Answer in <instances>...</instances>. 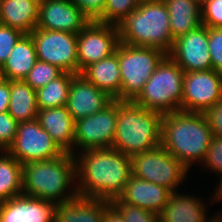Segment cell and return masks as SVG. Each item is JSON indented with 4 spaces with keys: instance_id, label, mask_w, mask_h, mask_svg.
Listing matches in <instances>:
<instances>
[{
    "instance_id": "cell-1",
    "label": "cell",
    "mask_w": 222,
    "mask_h": 222,
    "mask_svg": "<svg viewBox=\"0 0 222 222\" xmlns=\"http://www.w3.org/2000/svg\"><path fill=\"white\" fill-rule=\"evenodd\" d=\"M74 154L78 196L113 201L132 176L131 157L113 148L87 149Z\"/></svg>"
},
{
    "instance_id": "cell-2",
    "label": "cell",
    "mask_w": 222,
    "mask_h": 222,
    "mask_svg": "<svg viewBox=\"0 0 222 222\" xmlns=\"http://www.w3.org/2000/svg\"><path fill=\"white\" fill-rule=\"evenodd\" d=\"M212 133L203 113L175 111L163 114L161 121V145L188 170L202 162Z\"/></svg>"
},
{
    "instance_id": "cell-3",
    "label": "cell",
    "mask_w": 222,
    "mask_h": 222,
    "mask_svg": "<svg viewBox=\"0 0 222 222\" xmlns=\"http://www.w3.org/2000/svg\"><path fill=\"white\" fill-rule=\"evenodd\" d=\"M73 181H76L75 157L72 153L64 152L55 159L24 164L22 194L55 204L66 202L78 196Z\"/></svg>"
},
{
    "instance_id": "cell-4",
    "label": "cell",
    "mask_w": 222,
    "mask_h": 222,
    "mask_svg": "<svg viewBox=\"0 0 222 222\" xmlns=\"http://www.w3.org/2000/svg\"><path fill=\"white\" fill-rule=\"evenodd\" d=\"M116 26L120 42L127 45L155 48L167 55L174 46L168 9L163 0L141 1Z\"/></svg>"
},
{
    "instance_id": "cell-5",
    "label": "cell",
    "mask_w": 222,
    "mask_h": 222,
    "mask_svg": "<svg viewBox=\"0 0 222 222\" xmlns=\"http://www.w3.org/2000/svg\"><path fill=\"white\" fill-rule=\"evenodd\" d=\"M163 114L134 101L117 100V124L112 148L132 157L161 145Z\"/></svg>"
},
{
    "instance_id": "cell-6",
    "label": "cell",
    "mask_w": 222,
    "mask_h": 222,
    "mask_svg": "<svg viewBox=\"0 0 222 222\" xmlns=\"http://www.w3.org/2000/svg\"><path fill=\"white\" fill-rule=\"evenodd\" d=\"M183 77L184 70L167 55L134 102L162 114L181 110Z\"/></svg>"
},
{
    "instance_id": "cell-7",
    "label": "cell",
    "mask_w": 222,
    "mask_h": 222,
    "mask_svg": "<svg viewBox=\"0 0 222 222\" xmlns=\"http://www.w3.org/2000/svg\"><path fill=\"white\" fill-rule=\"evenodd\" d=\"M166 56V53L155 48L130 46L119 42L121 101H134Z\"/></svg>"
},
{
    "instance_id": "cell-8",
    "label": "cell",
    "mask_w": 222,
    "mask_h": 222,
    "mask_svg": "<svg viewBox=\"0 0 222 222\" xmlns=\"http://www.w3.org/2000/svg\"><path fill=\"white\" fill-rule=\"evenodd\" d=\"M132 175L139 179L178 191L180 183L187 178L188 169L162 145L131 157Z\"/></svg>"
},
{
    "instance_id": "cell-9",
    "label": "cell",
    "mask_w": 222,
    "mask_h": 222,
    "mask_svg": "<svg viewBox=\"0 0 222 222\" xmlns=\"http://www.w3.org/2000/svg\"><path fill=\"white\" fill-rule=\"evenodd\" d=\"M30 35L38 60L56 65L64 72L79 74L77 34L35 28Z\"/></svg>"
},
{
    "instance_id": "cell-10",
    "label": "cell",
    "mask_w": 222,
    "mask_h": 222,
    "mask_svg": "<svg viewBox=\"0 0 222 222\" xmlns=\"http://www.w3.org/2000/svg\"><path fill=\"white\" fill-rule=\"evenodd\" d=\"M7 152L23 165L55 159L64 153L37 119L18 124L14 142Z\"/></svg>"
},
{
    "instance_id": "cell-11",
    "label": "cell",
    "mask_w": 222,
    "mask_h": 222,
    "mask_svg": "<svg viewBox=\"0 0 222 222\" xmlns=\"http://www.w3.org/2000/svg\"><path fill=\"white\" fill-rule=\"evenodd\" d=\"M221 99V72L213 69L184 72L181 111L204 113Z\"/></svg>"
},
{
    "instance_id": "cell-12",
    "label": "cell",
    "mask_w": 222,
    "mask_h": 222,
    "mask_svg": "<svg viewBox=\"0 0 222 222\" xmlns=\"http://www.w3.org/2000/svg\"><path fill=\"white\" fill-rule=\"evenodd\" d=\"M116 124L117 99H114L96 114L75 121V150L112 148Z\"/></svg>"
},
{
    "instance_id": "cell-13",
    "label": "cell",
    "mask_w": 222,
    "mask_h": 222,
    "mask_svg": "<svg viewBox=\"0 0 222 222\" xmlns=\"http://www.w3.org/2000/svg\"><path fill=\"white\" fill-rule=\"evenodd\" d=\"M119 42L116 25L90 21L77 34L79 74L87 66L115 53Z\"/></svg>"
},
{
    "instance_id": "cell-14",
    "label": "cell",
    "mask_w": 222,
    "mask_h": 222,
    "mask_svg": "<svg viewBox=\"0 0 222 222\" xmlns=\"http://www.w3.org/2000/svg\"><path fill=\"white\" fill-rule=\"evenodd\" d=\"M169 56L184 72L212 69L208 27L201 25L196 30L178 37L174 40Z\"/></svg>"
},
{
    "instance_id": "cell-15",
    "label": "cell",
    "mask_w": 222,
    "mask_h": 222,
    "mask_svg": "<svg viewBox=\"0 0 222 222\" xmlns=\"http://www.w3.org/2000/svg\"><path fill=\"white\" fill-rule=\"evenodd\" d=\"M89 22L71 0H46L39 5L36 28L78 34Z\"/></svg>"
},
{
    "instance_id": "cell-16",
    "label": "cell",
    "mask_w": 222,
    "mask_h": 222,
    "mask_svg": "<svg viewBox=\"0 0 222 222\" xmlns=\"http://www.w3.org/2000/svg\"><path fill=\"white\" fill-rule=\"evenodd\" d=\"M113 100L107 92L96 87L83 75L75 74L69 87L66 108L76 121L96 114Z\"/></svg>"
},
{
    "instance_id": "cell-17",
    "label": "cell",
    "mask_w": 222,
    "mask_h": 222,
    "mask_svg": "<svg viewBox=\"0 0 222 222\" xmlns=\"http://www.w3.org/2000/svg\"><path fill=\"white\" fill-rule=\"evenodd\" d=\"M55 210L52 201L21 194L0 203V222H55Z\"/></svg>"
},
{
    "instance_id": "cell-18",
    "label": "cell",
    "mask_w": 222,
    "mask_h": 222,
    "mask_svg": "<svg viewBox=\"0 0 222 222\" xmlns=\"http://www.w3.org/2000/svg\"><path fill=\"white\" fill-rule=\"evenodd\" d=\"M171 193L172 191L164 186L156 185L132 175L118 200L138 206L159 216L167 205Z\"/></svg>"
},
{
    "instance_id": "cell-19",
    "label": "cell",
    "mask_w": 222,
    "mask_h": 222,
    "mask_svg": "<svg viewBox=\"0 0 222 222\" xmlns=\"http://www.w3.org/2000/svg\"><path fill=\"white\" fill-rule=\"evenodd\" d=\"M37 120L63 152L76 154L75 120L66 106L39 110Z\"/></svg>"
},
{
    "instance_id": "cell-20",
    "label": "cell",
    "mask_w": 222,
    "mask_h": 222,
    "mask_svg": "<svg viewBox=\"0 0 222 222\" xmlns=\"http://www.w3.org/2000/svg\"><path fill=\"white\" fill-rule=\"evenodd\" d=\"M108 200L77 196L56 204L55 222H102Z\"/></svg>"
},
{
    "instance_id": "cell-21",
    "label": "cell",
    "mask_w": 222,
    "mask_h": 222,
    "mask_svg": "<svg viewBox=\"0 0 222 222\" xmlns=\"http://www.w3.org/2000/svg\"><path fill=\"white\" fill-rule=\"evenodd\" d=\"M204 200L200 197L172 192L159 215L160 222H209ZM206 206V207H205Z\"/></svg>"
},
{
    "instance_id": "cell-22",
    "label": "cell",
    "mask_w": 222,
    "mask_h": 222,
    "mask_svg": "<svg viewBox=\"0 0 222 222\" xmlns=\"http://www.w3.org/2000/svg\"><path fill=\"white\" fill-rule=\"evenodd\" d=\"M88 81L112 98L121 101V76L118 46L112 55L87 66L81 73Z\"/></svg>"
},
{
    "instance_id": "cell-23",
    "label": "cell",
    "mask_w": 222,
    "mask_h": 222,
    "mask_svg": "<svg viewBox=\"0 0 222 222\" xmlns=\"http://www.w3.org/2000/svg\"><path fill=\"white\" fill-rule=\"evenodd\" d=\"M39 18V5L31 0H0V23L30 34Z\"/></svg>"
},
{
    "instance_id": "cell-24",
    "label": "cell",
    "mask_w": 222,
    "mask_h": 222,
    "mask_svg": "<svg viewBox=\"0 0 222 222\" xmlns=\"http://www.w3.org/2000/svg\"><path fill=\"white\" fill-rule=\"evenodd\" d=\"M34 41L24 34L15 44L5 63L0 67L6 80H24L37 61Z\"/></svg>"
},
{
    "instance_id": "cell-25",
    "label": "cell",
    "mask_w": 222,
    "mask_h": 222,
    "mask_svg": "<svg viewBox=\"0 0 222 222\" xmlns=\"http://www.w3.org/2000/svg\"><path fill=\"white\" fill-rule=\"evenodd\" d=\"M167 6L174 40L202 25L201 7L193 0H163Z\"/></svg>"
},
{
    "instance_id": "cell-26",
    "label": "cell",
    "mask_w": 222,
    "mask_h": 222,
    "mask_svg": "<svg viewBox=\"0 0 222 222\" xmlns=\"http://www.w3.org/2000/svg\"><path fill=\"white\" fill-rule=\"evenodd\" d=\"M38 112L36 90L23 80H10L8 113L20 123L37 119Z\"/></svg>"
},
{
    "instance_id": "cell-27",
    "label": "cell",
    "mask_w": 222,
    "mask_h": 222,
    "mask_svg": "<svg viewBox=\"0 0 222 222\" xmlns=\"http://www.w3.org/2000/svg\"><path fill=\"white\" fill-rule=\"evenodd\" d=\"M23 164L7 151L0 155V203L22 194Z\"/></svg>"
},
{
    "instance_id": "cell-28",
    "label": "cell",
    "mask_w": 222,
    "mask_h": 222,
    "mask_svg": "<svg viewBox=\"0 0 222 222\" xmlns=\"http://www.w3.org/2000/svg\"><path fill=\"white\" fill-rule=\"evenodd\" d=\"M75 74L63 72L59 77L47 85L36 90L38 109H50L66 106L69 87Z\"/></svg>"
},
{
    "instance_id": "cell-29",
    "label": "cell",
    "mask_w": 222,
    "mask_h": 222,
    "mask_svg": "<svg viewBox=\"0 0 222 222\" xmlns=\"http://www.w3.org/2000/svg\"><path fill=\"white\" fill-rule=\"evenodd\" d=\"M140 3L141 0H106L103 14L96 21L117 25L126 15L132 13Z\"/></svg>"
},
{
    "instance_id": "cell-30",
    "label": "cell",
    "mask_w": 222,
    "mask_h": 222,
    "mask_svg": "<svg viewBox=\"0 0 222 222\" xmlns=\"http://www.w3.org/2000/svg\"><path fill=\"white\" fill-rule=\"evenodd\" d=\"M63 72L56 65L37 60L23 81L34 90H37L59 77Z\"/></svg>"
},
{
    "instance_id": "cell-31",
    "label": "cell",
    "mask_w": 222,
    "mask_h": 222,
    "mask_svg": "<svg viewBox=\"0 0 222 222\" xmlns=\"http://www.w3.org/2000/svg\"><path fill=\"white\" fill-rule=\"evenodd\" d=\"M111 204L120 212L126 222H158L159 216L138 206L123 203L118 199L111 201Z\"/></svg>"
},
{
    "instance_id": "cell-32",
    "label": "cell",
    "mask_w": 222,
    "mask_h": 222,
    "mask_svg": "<svg viewBox=\"0 0 222 222\" xmlns=\"http://www.w3.org/2000/svg\"><path fill=\"white\" fill-rule=\"evenodd\" d=\"M23 35L22 31L0 23V67Z\"/></svg>"
},
{
    "instance_id": "cell-33",
    "label": "cell",
    "mask_w": 222,
    "mask_h": 222,
    "mask_svg": "<svg viewBox=\"0 0 222 222\" xmlns=\"http://www.w3.org/2000/svg\"><path fill=\"white\" fill-rule=\"evenodd\" d=\"M18 122L8 113H0V150L7 151L17 134Z\"/></svg>"
},
{
    "instance_id": "cell-34",
    "label": "cell",
    "mask_w": 222,
    "mask_h": 222,
    "mask_svg": "<svg viewBox=\"0 0 222 222\" xmlns=\"http://www.w3.org/2000/svg\"><path fill=\"white\" fill-rule=\"evenodd\" d=\"M208 44L212 69L222 73V28L208 27Z\"/></svg>"
},
{
    "instance_id": "cell-35",
    "label": "cell",
    "mask_w": 222,
    "mask_h": 222,
    "mask_svg": "<svg viewBox=\"0 0 222 222\" xmlns=\"http://www.w3.org/2000/svg\"><path fill=\"white\" fill-rule=\"evenodd\" d=\"M205 168L222 175V138L213 136L202 162Z\"/></svg>"
},
{
    "instance_id": "cell-36",
    "label": "cell",
    "mask_w": 222,
    "mask_h": 222,
    "mask_svg": "<svg viewBox=\"0 0 222 222\" xmlns=\"http://www.w3.org/2000/svg\"><path fill=\"white\" fill-rule=\"evenodd\" d=\"M202 25L222 28V0H209L201 7Z\"/></svg>"
},
{
    "instance_id": "cell-37",
    "label": "cell",
    "mask_w": 222,
    "mask_h": 222,
    "mask_svg": "<svg viewBox=\"0 0 222 222\" xmlns=\"http://www.w3.org/2000/svg\"><path fill=\"white\" fill-rule=\"evenodd\" d=\"M90 20L96 21L104 11L106 0H71Z\"/></svg>"
},
{
    "instance_id": "cell-38",
    "label": "cell",
    "mask_w": 222,
    "mask_h": 222,
    "mask_svg": "<svg viewBox=\"0 0 222 222\" xmlns=\"http://www.w3.org/2000/svg\"><path fill=\"white\" fill-rule=\"evenodd\" d=\"M213 136L222 138V99L204 113Z\"/></svg>"
},
{
    "instance_id": "cell-39",
    "label": "cell",
    "mask_w": 222,
    "mask_h": 222,
    "mask_svg": "<svg viewBox=\"0 0 222 222\" xmlns=\"http://www.w3.org/2000/svg\"><path fill=\"white\" fill-rule=\"evenodd\" d=\"M10 100V80H2L0 82V113L8 112Z\"/></svg>"
},
{
    "instance_id": "cell-40",
    "label": "cell",
    "mask_w": 222,
    "mask_h": 222,
    "mask_svg": "<svg viewBox=\"0 0 222 222\" xmlns=\"http://www.w3.org/2000/svg\"><path fill=\"white\" fill-rule=\"evenodd\" d=\"M102 222H126L120 212L111 204L105 211Z\"/></svg>"
},
{
    "instance_id": "cell-41",
    "label": "cell",
    "mask_w": 222,
    "mask_h": 222,
    "mask_svg": "<svg viewBox=\"0 0 222 222\" xmlns=\"http://www.w3.org/2000/svg\"><path fill=\"white\" fill-rule=\"evenodd\" d=\"M220 183H219V185L217 186V189H216V191L214 192L215 194L212 196V201L211 202H214L215 203V201L217 202H219V201H222V175H220Z\"/></svg>"
},
{
    "instance_id": "cell-42",
    "label": "cell",
    "mask_w": 222,
    "mask_h": 222,
    "mask_svg": "<svg viewBox=\"0 0 222 222\" xmlns=\"http://www.w3.org/2000/svg\"><path fill=\"white\" fill-rule=\"evenodd\" d=\"M222 213L217 214L216 216L214 215V217H211L209 222H222Z\"/></svg>"
},
{
    "instance_id": "cell-43",
    "label": "cell",
    "mask_w": 222,
    "mask_h": 222,
    "mask_svg": "<svg viewBox=\"0 0 222 222\" xmlns=\"http://www.w3.org/2000/svg\"><path fill=\"white\" fill-rule=\"evenodd\" d=\"M195 3H197L200 7H202L204 4H206L209 0H193Z\"/></svg>"
},
{
    "instance_id": "cell-44",
    "label": "cell",
    "mask_w": 222,
    "mask_h": 222,
    "mask_svg": "<svg viewBox=\"0 0 222 222\" xmlns=\"http://www.w3.org/2000/svg\"><path fill=\"white\" fill-rule=\"evenodd\" d=\"M31 1L37 3L38 5H41L46 0H31Z\"/></svg>"
},
{
    "instance_id": "cell-45",
    "label": "cell",
    "mask_w": 222,
    "mask_h": 222,
    "mask_svg": "<svg viewBox=\"0 0 222 222\" xmlns=\"http://www.w3.org/2000/svg\"><path fill=\"white\" fill-rule=\"evenodd\" d=\"M4 80V77H3V73H2V69L0 68V82Z\"/></svg>"
}]
</instances>
